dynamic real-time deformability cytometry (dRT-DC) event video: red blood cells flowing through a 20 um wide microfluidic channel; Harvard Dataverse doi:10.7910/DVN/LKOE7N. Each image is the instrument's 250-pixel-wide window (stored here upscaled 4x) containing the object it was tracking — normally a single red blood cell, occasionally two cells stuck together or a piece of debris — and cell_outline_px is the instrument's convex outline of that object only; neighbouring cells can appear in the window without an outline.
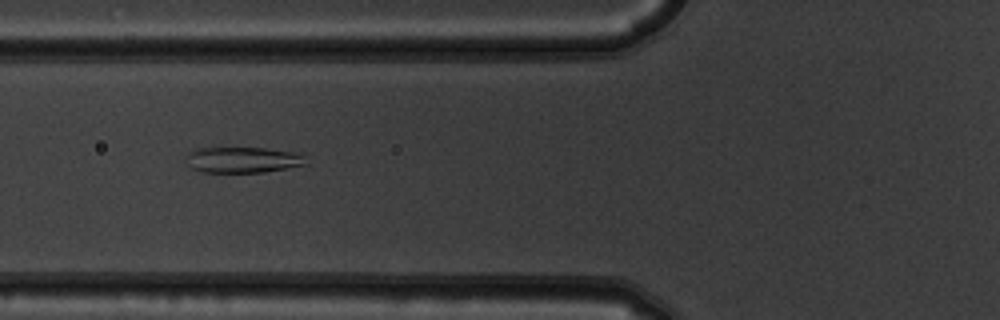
{"species": "common noctule bat (a hibernating species)", "species_latin": "Nyctalus noctula", "temperature_condition": "warm", "stored_images_in_passage": 8, "camera_frame_rate_fps": 3000, "um_per_image_px": 0.085, "animal": {"sex": "male", "body_mass_g": 19.5, "forearm_length_mm": 54.6}, "frame": {"image": 1, "passage_image": 7, "time_ms": 2.0, "image_size_px": [1000, 320], "cell_outline_px": [[308, 164], [264, 172], [204, 172], [188, 168], [184, 156], [188, 152], [196, 148], [264, 148], [300, 152], [304, 156]], "centroid_in_image_um": [20.6, 13.58], "position_along_channel_um": 105.2, "area_um2": 18.38}}